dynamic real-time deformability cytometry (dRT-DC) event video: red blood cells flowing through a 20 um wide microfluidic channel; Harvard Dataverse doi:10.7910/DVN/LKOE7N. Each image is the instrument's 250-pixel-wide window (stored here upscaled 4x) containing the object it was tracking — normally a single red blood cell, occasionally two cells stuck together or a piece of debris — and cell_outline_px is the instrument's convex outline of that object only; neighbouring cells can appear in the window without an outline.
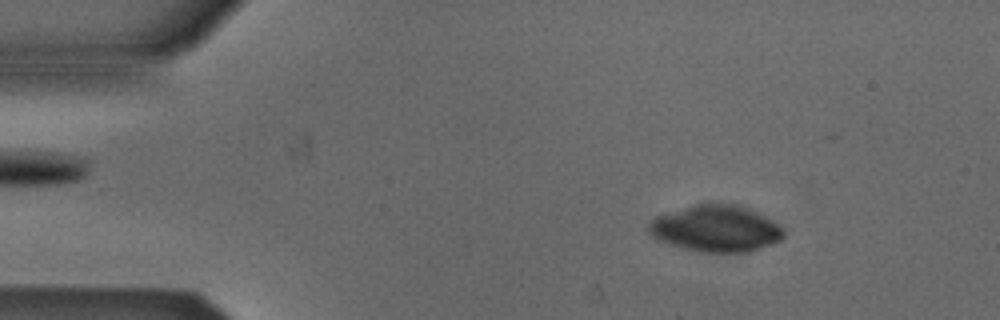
{"species": "Egyptian fruit bat (a non-hibernating species)", "species_latin": "Rousettus aegyptiacus", "temperature_condition": "cold", "stored_images_in_passage": 52, "camera_frame_rate_fps": 3000, "um_per_image_px": 0.085, "animal": {"sex": "male"}, "frame": {"image": 1, "passage_image": 7, "time_ms": 2.0, "image_size_px": [1000, 320], "cell_outline_px": [[784, 236], [780, 240], [772, 244], [748, 252], [692, 252], [656, 240], [648, 232], [648, 224], [656, 216], [708, 200], [712, 200], [736, 204], [756, 212], [772, 220], [784, 228]], "centroid_in_image_um": [60.82, 19.41], "position_along_channel_um": 24.2, "area_um2": 37.34}}
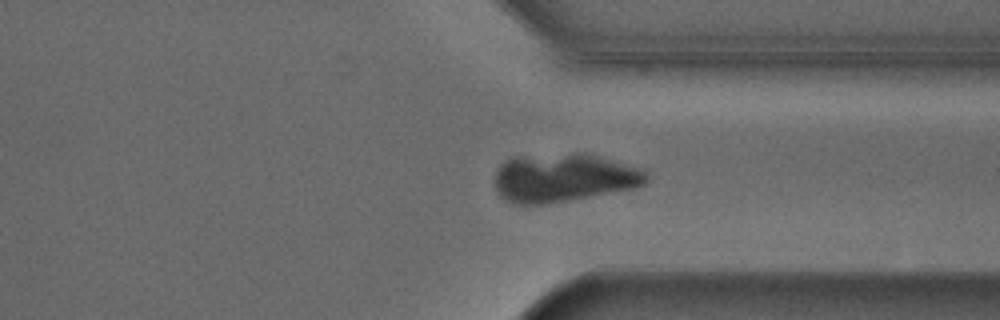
{"frame": {"image": 2, "passage_image": 39, "time_ms": 12.667, "image_size_px": [1000, 320], "cell_outline_px": [[648, 180], [644, 184], [636, 188], [544, 204], [512, 204], [500, 196], [496, 192], [496, 172], [500, 164], [504, 160], [516, 156], [584, 152], [644, 168], [648, 176]], "centroid_in_image_um": [47.92, 15.09], "position_along_channel_um": 363.5, "area_um2": 43.18}}
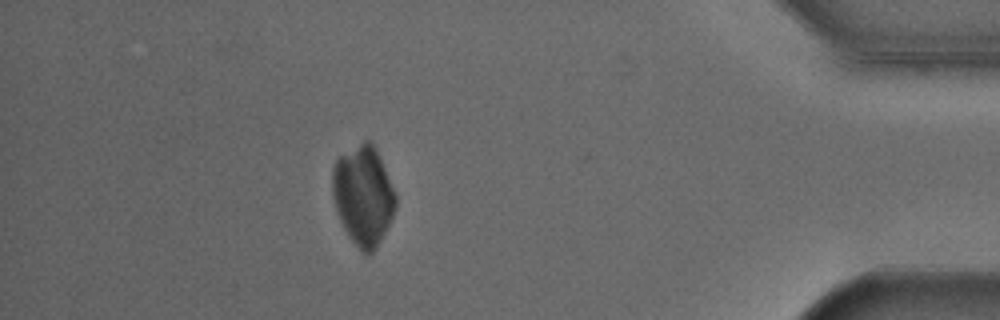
{"frame": {"image": 3, "passage_image": 46, "time_ms": 15.0, "image_size_px": [1000, 320], "cell_outline_px": [[396, 208], [376, 248], [368, 256], [360, 252], [348, 236], [336, 212], [332, 192], [332, 168], [336, 160], [340, 156], [364, 140], [368, 140], [376, 148], [396, 196]], "centroid_in_image_um": [30.85, 16.64], "position_along_channel_um": 404.3, "area_um2": 36.41}}